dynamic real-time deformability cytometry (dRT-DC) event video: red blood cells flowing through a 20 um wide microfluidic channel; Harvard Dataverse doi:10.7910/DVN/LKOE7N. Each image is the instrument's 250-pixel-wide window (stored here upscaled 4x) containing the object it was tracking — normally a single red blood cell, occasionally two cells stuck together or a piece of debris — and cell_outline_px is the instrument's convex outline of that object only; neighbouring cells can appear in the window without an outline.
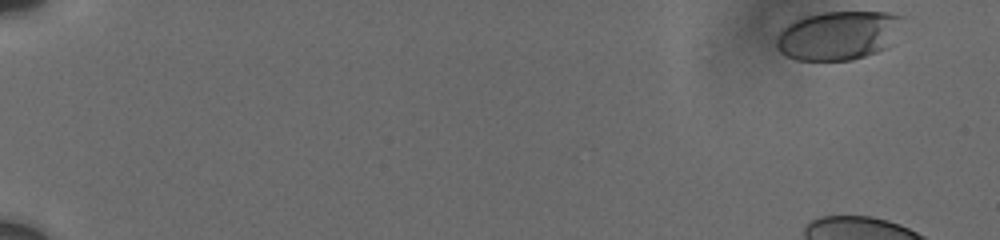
{"species": "human", "species_latin": "Homo sapiens", "temperature_condition": "cold", "stored_images_in_passage": 11, "camera_frame_rate_fps": 3000, "um_per_image_px": 0.085, "donor": {"sex": "male"}, "frame": {"image": 1, "passage_image": 1, "time_ms": 0.0, "image_size_px": [1000, 240], "cell_outline_px": [[904, 16], [892, 44], [888, 48], [852, 60], [796, 60], [780, 52], [776, 48], [776, 40], [780, 32], [788, 24], [804, 16], [824, 12], [888, 12]], "centroid_in_image_um": [71.27, 3.01], "position_along_channel_um": 13.7, "area_um2": 36.01}}